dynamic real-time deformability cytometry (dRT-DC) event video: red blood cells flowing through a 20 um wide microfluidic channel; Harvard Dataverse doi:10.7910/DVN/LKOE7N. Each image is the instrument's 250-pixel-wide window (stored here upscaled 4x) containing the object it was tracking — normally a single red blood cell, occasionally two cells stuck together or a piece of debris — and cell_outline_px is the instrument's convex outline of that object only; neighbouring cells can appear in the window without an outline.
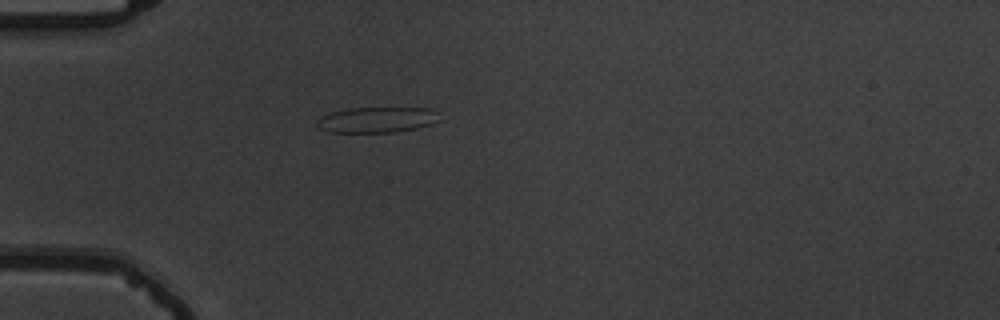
{"species": "common noctule bat (a hibernating species)", "species_latin": "Nyctalus noctula", "temperature_condition": "warm", "stored_images_in_passage": 39, "camera_frame_rate_fps": 3000, "um_per_image_px": 0.085, "animal": {"sex": "male", "body_mass_g": 19.5, "forearm_length_mm": 54.6}, "frame": {"image": 1, "passage_image": 1, "time_ms": 0.0, "image_size_px": [1000, 320], "cell_outline_px": [[440, 120], [432, 124], [416, 128], [392, 132], [328, 132], [320, 128], [316, 124], [316, 120], [320, 116], [332, 112], [348, 108], [432, 108], [436, 112]], "centroid_in_image_um": [32.02, 10.18], "position_along_channel_um": 53.0, "area_um2": 18.26}}
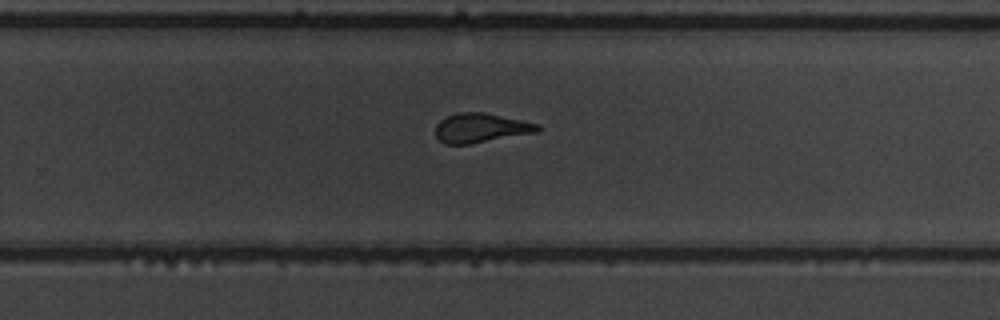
{"frame": {"image": 2, "passage_image": 21, "time_ms": 6.667, "image_size_px": [1000, 320], "cell_outline_px": [[544, 128], [540, 132], [472, 144], [444, 144], [436, 136], [436, 124], [440, 120], [448, 116], [460, 112], [484, 112], [540, 124]], "centroid_in_image_um": [40.94, 10.88], "position_along_channel_um": 288.9, "area_um2": 17.74}}
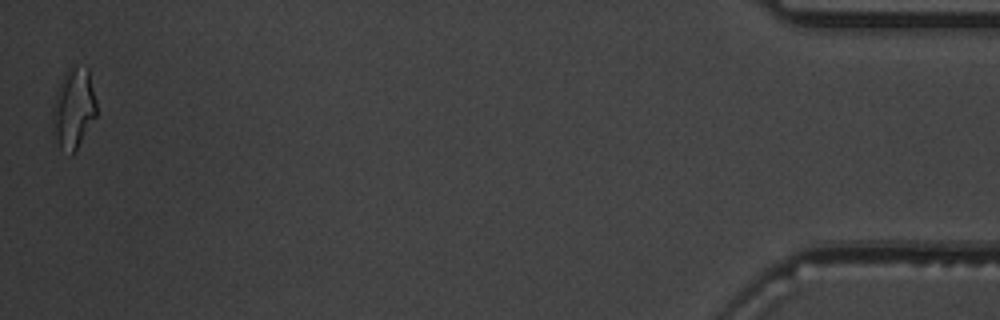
{"frame": {"image": 3, "passage_image": 39, "time_ms": 12.667, "image_size_px": [1000, 320], "cell_outline_px": [[96, 116], [76, 148], [68, 156], [60, 148], [52, 128], [52, 112], [56, 92], [60, 80], [68, 68], [72, 64], [88, 68], [96, 100]], "centroid_in_image_um": [6.24, 9.17], "position_along_channel_um": 429.0, "area_um2": 20.52}, "authors_computed_cell_mechanics": {"area_um2": 18.207, "velocity_mm_per_s": 3.737, "shape_relaxation_time_tau1_ms": 9.1889, "shape_relaxation_time_tau2_ms": 1.2003, "deformation_change_tau1": 0.2439, "deformation_change_tau2": 0.1015}}